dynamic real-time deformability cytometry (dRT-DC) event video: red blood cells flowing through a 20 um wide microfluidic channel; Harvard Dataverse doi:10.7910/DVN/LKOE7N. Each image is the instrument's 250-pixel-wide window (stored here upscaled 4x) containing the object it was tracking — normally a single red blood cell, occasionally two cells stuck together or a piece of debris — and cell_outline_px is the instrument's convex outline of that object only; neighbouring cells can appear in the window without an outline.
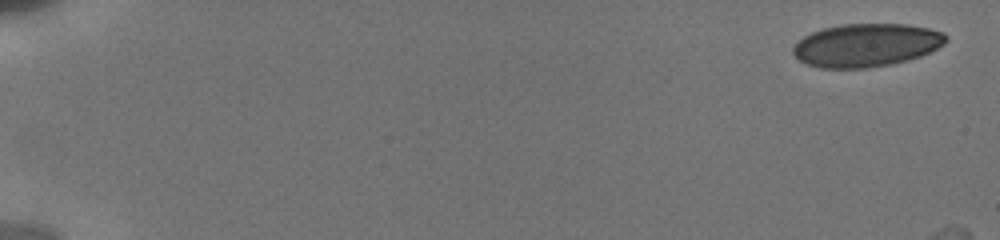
{"species": "human", "species_latin": "Homo sapiens", "temperature_condition": "cold", "stored_images_in_passage": 9, "camera_frame_rate_fps": 3000, "um_per_image_px": 0.085, "donor": {"sex": "male"}, "frame": {"image": 1, "passage_image": 1, "time_ms": 0.0, "image_size_px": [1000, 240], "cell_outline_px": [[948, 40], [944, 44], [920, 56], [908, 60], [888, 64], [864, 68], [820, 68], [808, 64], [800, 60], [792, 52], [792, 48], [804, 36], [812, 32], [824, 28], [840, 24], [908, 24], [928, 28], [944, 32], [948, 36]], "centroid_in_image_um": [73.65, 3.83], "position_along_channel_um": 11.3, "area_um2": 38.26}}